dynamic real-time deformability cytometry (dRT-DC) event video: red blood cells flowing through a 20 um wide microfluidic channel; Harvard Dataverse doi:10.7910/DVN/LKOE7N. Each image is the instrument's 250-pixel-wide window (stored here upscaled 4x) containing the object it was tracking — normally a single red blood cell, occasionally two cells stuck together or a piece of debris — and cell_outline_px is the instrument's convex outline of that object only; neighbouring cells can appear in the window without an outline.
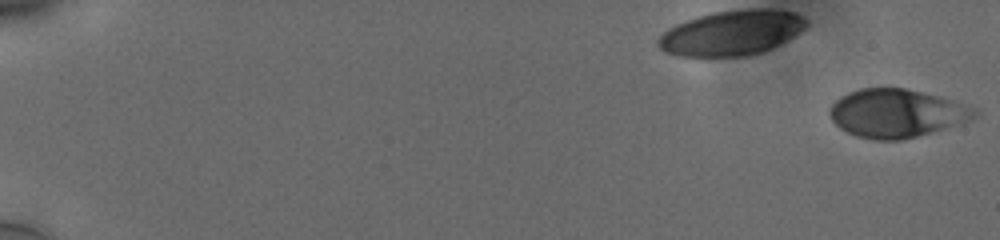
{"species": "human", "species_latin": "Homo sapiens", "temperature_condition": "cold", "stored_images_in_passage": 57, "camera_frame_rate_fps": 3000, "um_per_image_px": 0.085, "donor": {"sex": "male"}, "frame": {"image": 1, "passage_image": 1, "time_ms": 0.0, "image_size_px": [1000, 240], "cell_outline_px": [[980, 112], [976, 116], [960, 124], [916, 136], [900, 140], [876, 140], [856, 136], [840, 128], [832, 120], [828, 112], [828, 108], [840, 96], [848, 92], [860, 88], [904, 88], [936, 96], [976, 108]], "centroid_in_image_um": [76.16, 9.63], "position_along_channel_um": 8.8, "area_um2": 40.46}}
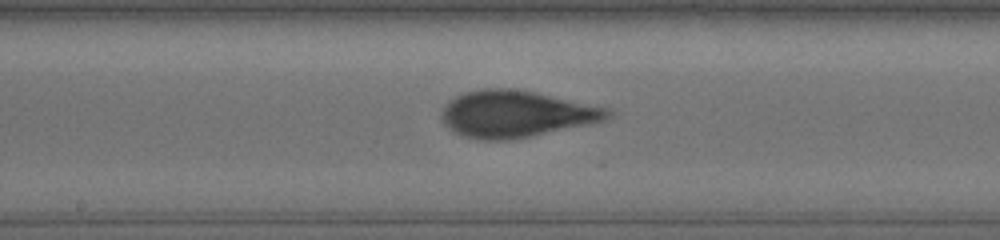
{"frame": {"image": 2, "passage_image": 33, "time_ms": 10.667, "image_size_px": [1000, 240], "cell_outline_px": [[612, 116], [604, 120], [592, 124], [508, 140], [480, 140], [464, 136], [456, 132], [444, 124], [440, 116], [444, 108], [456, 96], [464, 92], [484, 88], [508, 88], [532, 92], [608, 108], [612, 112]], "centroid_in_image_um": [43.86, 9.69], "position_along_channel_um": 204.3, "area_um2": 44.62}}
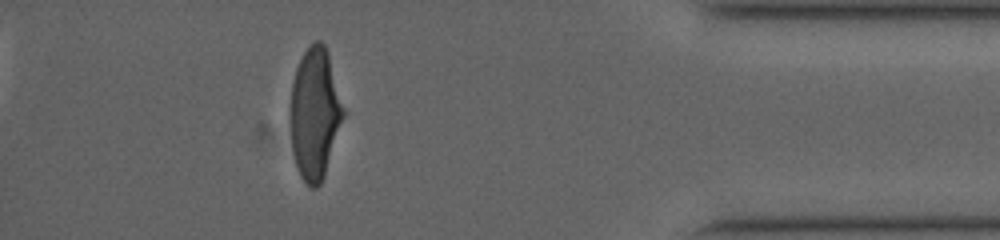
{"frame": {"image": 3, "passage_image": 52, "time_ms": 17.0, "image_size_px": [1000, 240], "cell_outline_px": [[344, 116], [324, 176], [320, 184], [316, 188], [308, 188], [300, 176], [296, 168], [292, 152], [288, 120], [288, 108], [292, 84], [296, 68], [304, 52], [316, 40], [320, 40], [324, 44], [328, 52], [344, 108]], "centroid_in_image_um": [26.71, 9.69], "position_along_channel_um": 408.5, "area_um2": 41.15}, "authors_computed_cell_mechanics": {"area_um2": 42.2518, "velocity_mm_per_s": 3.7729, "shape_relaxation_time_tau1_ms": 4.4758, "shape_relaxation_time_tau2_ms": 0.6622, "deformation_change_tau1": 0.1864, "deformation_change_tau2": 0.0608}}